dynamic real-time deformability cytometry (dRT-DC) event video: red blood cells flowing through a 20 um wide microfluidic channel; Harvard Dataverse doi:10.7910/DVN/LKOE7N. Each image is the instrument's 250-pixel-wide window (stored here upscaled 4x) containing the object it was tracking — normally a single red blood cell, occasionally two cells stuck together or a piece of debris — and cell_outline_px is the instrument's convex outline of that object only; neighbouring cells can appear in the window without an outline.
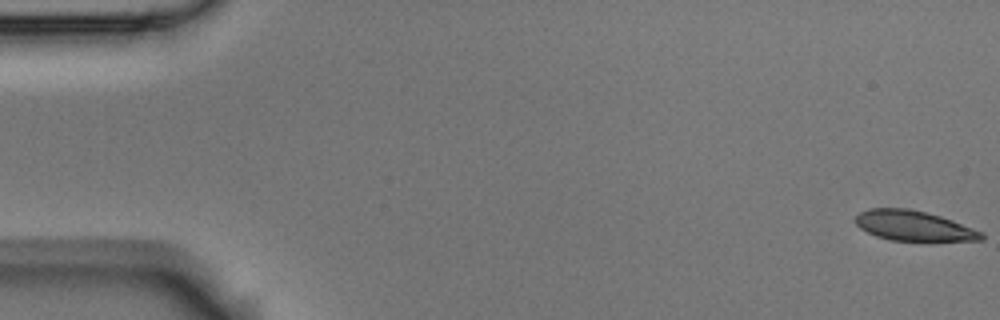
{"species": "Egyptian fruit bat (a non-hibernating species)", "species_latin": "Rousettus aegyptiacus", "temperature_condition": "room temperature", "stored_images_in_passage": 58, "camera_frame_rate_fps": 3000, "um_per_image_px": 0.085, "animal": {"sex": "male"}, "frame": {"image": 1, "passage_image": 1, "time_ms": 0.0, "image_size_px": [1000, 320], "cell_outline_px": [[984, 240], [892, 240], [876, 236], [860, 228], [852, 220], [860, 212], [868, 208], [908, 208], [928, 212], [952, 220], [984, 232]], "centroid_in_image_um": [77.64, 19.17], "position_along_channel_um": 7.4, "area_um2": 22.02}}
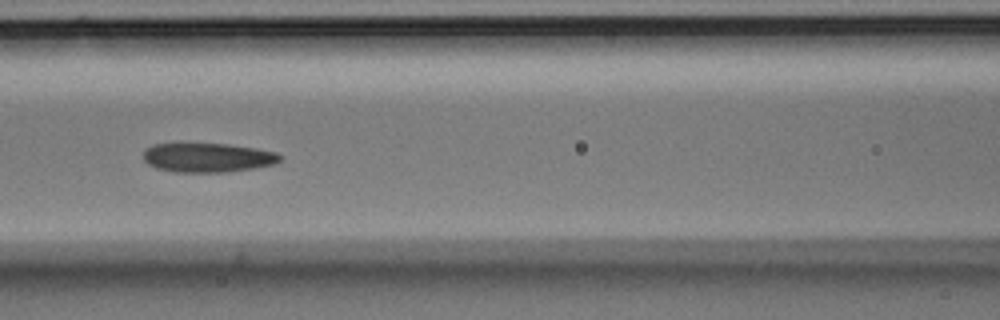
{"frame": {"image": 2, "passage_image": 25, "time_ms": 8.0, "image_size_px": [1000, 320], "cell_outline_px": [[284, 156], [276, 164], [228, 172], [172, 172], [156, 168], [148, 164], [144, 160], [144, 152], [152, 144], [228, 144], [256, 148], [276, 152]], "centroid_in_image_um": [17.69, 13.4], "position_along_channel_um": 148.9, "area_um2": 23.29}}
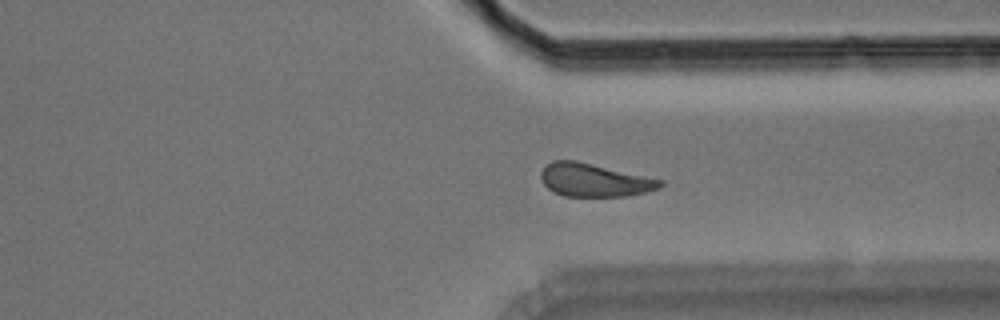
{"frame": {"image": 3, "passage_image": 43, "time_ms": 14.0, "image_size_px": [1000, 320], "cell_outline_px": [[664, 184], [660, 188], [644, 192], [624, 196], [564, 196], [552, 192], [544, 184], [540, 176], [540, 172], [544, 164], [552, 160], [576, 160], [664, 180]], "centroid_in_image_um": [50.48, 15.29], "position_along_channel_um": 360.9, "area_um2": 23.18}, "authors_computed_cell_mechanics": {"area_um2": 23.698, "velocity_mm_per_s": 3.5372, "shape_relaxation_time_tau1_ms": 7.7778, "shape_relaxation_time_tau2_ms": 3.6498, "deformation_change_tau1": 0.1542, "deformation_change_tau2": 0.1011}}